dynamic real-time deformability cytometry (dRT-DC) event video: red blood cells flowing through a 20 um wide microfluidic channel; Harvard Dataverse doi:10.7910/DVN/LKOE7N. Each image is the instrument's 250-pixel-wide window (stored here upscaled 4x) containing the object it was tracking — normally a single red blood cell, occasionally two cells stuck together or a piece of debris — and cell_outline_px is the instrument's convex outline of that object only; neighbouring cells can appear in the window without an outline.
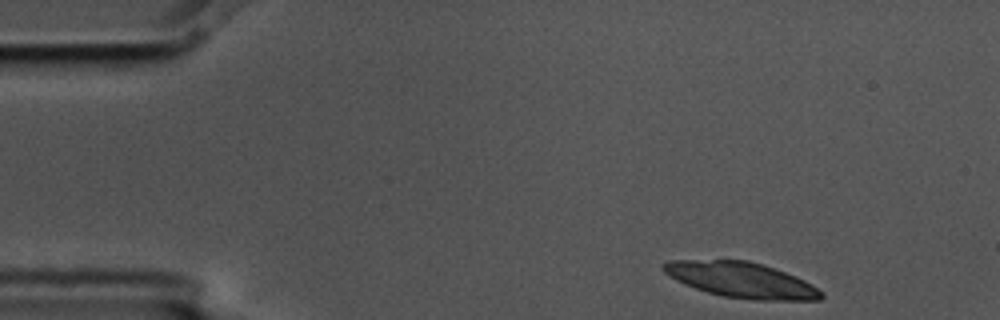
{"species": "common noctule bat (a hibernating species)", "species_latin": "Nyctalus noctula", "temperature_condition": "cold", "stored_images_in_passage": 4, "camera_frame_rate_fps": 3000, "um_per_image_px": 0.085, "animal": {"sex": "male", "body_mass_g": 17.5, "forearm_length_mm": 52.3}, "frame": {"image": 1, "passage_image": 1, "time_ms": 0.0, "image_size_px": [1000, 320], "cell_outline_px": [[824, 296], [820, 300], [756, 300], [724, 296], [708, 292], [684, 284], [668, 276], [660, 268], [660, 264], [668, 260], [748, 260], [784, 272], [804, 280], [812, 284], [824, 292]], "centroid_in_image_um": [62.98, 23.79], "position_along_channel_um": 22.0, "area_um2": 32.48}}